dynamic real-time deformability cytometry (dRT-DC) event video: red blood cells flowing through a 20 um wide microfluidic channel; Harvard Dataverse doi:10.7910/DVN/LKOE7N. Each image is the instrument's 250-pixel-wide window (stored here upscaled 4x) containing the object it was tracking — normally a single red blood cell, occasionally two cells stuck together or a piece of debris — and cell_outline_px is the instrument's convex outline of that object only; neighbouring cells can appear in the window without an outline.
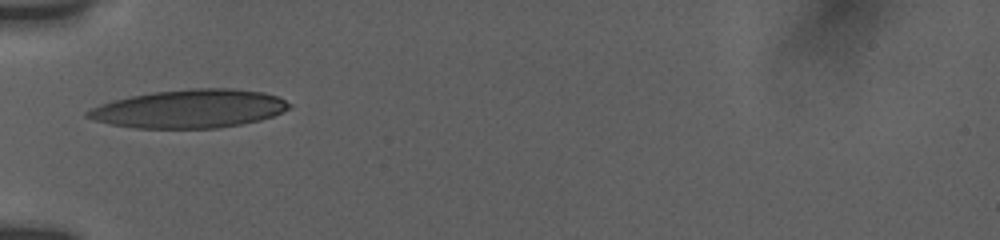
{"species": "human", "species_latin": "Homo sapiens", "temperature_condition": "room temperature", "stored_images_in_passage": 34, "camera_frame_rate_fps": 3000, "um_per_image_px": 0.085, "donor": {"sex": "female"}, "frame": {"image": 1, "passage_image": 1, "time_ms": 0.0, "image_size_px": [1000, 240], "cell_outline_px": [[292, 104], [288, 108], [272, 116], [260, 120], [240, 124], [216, 128], [136, 128], [112, 124], [96, 120], [84, 116], [84, 112], [100, 104], [132, 96], [152, 92], [188, 88], [232, 88], [264, 92], [276, 96]], "centroid_in_image_um": [16.11, 9.24], "position_along_channel_um": 68.9, "area_um2": 44.8}}
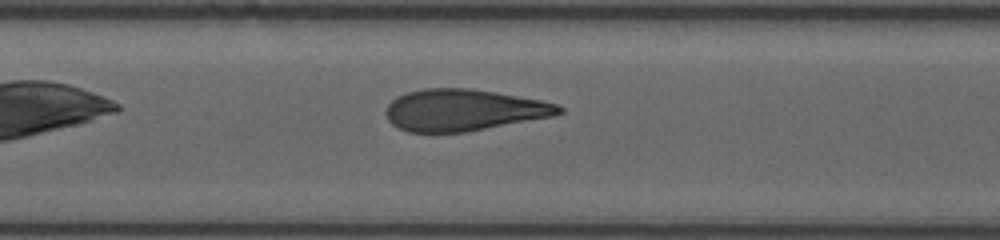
{"frame": {"image": 2, "passage_image": 5, "time_ms": 2.667, "image_size_px": [1000, 240], "cell_outline_px": [[564, 112], [552, 116], [464, 132], [408, 132], [392, 124], [388, 120], [384, 112], [388, 104], [396, 96], [408, 92], [424, 88], [468, 88], [496, 92], [540, 100], [556, 104], [564, 108]], "centroid_in_image_um": [39.36, 9.35], "position_along_channel_um": 168.0, "area_um2": 41.73}}
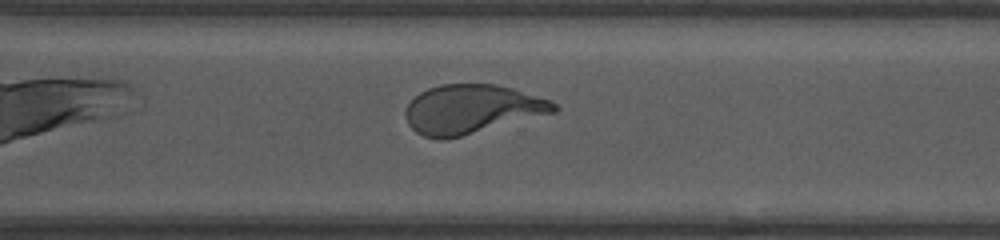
{"frame": {"image": 3, "passage_image": 17, "time_ms": 7.0, "image_size_px": [1000, 240], "cell_outline_px": [[560, 108], [556, 112], [444, 140], [440, 140], [424, 136], [416, 132], [408, 124], [404, 112], [408, 104], [420, 92], [428, 88], [440, 84], [496, 84], [512, 88], [552, 100]], "centroid_in_image_um": [40.1, 9.27], "position_along_channel_um": 330.5, "area_um2": 42.31}, "authors_computed_cell_mechanics": {"area_um2": 43.2055, "velocity_mm_per_s": 3.7614, "shape_relaxation_time_tau1_ms": 5.2707, "shape_relaxation_time_tau2_ms": null, "deformation_change_tau1": 0.2124, "deformation_change_tau2": null}}